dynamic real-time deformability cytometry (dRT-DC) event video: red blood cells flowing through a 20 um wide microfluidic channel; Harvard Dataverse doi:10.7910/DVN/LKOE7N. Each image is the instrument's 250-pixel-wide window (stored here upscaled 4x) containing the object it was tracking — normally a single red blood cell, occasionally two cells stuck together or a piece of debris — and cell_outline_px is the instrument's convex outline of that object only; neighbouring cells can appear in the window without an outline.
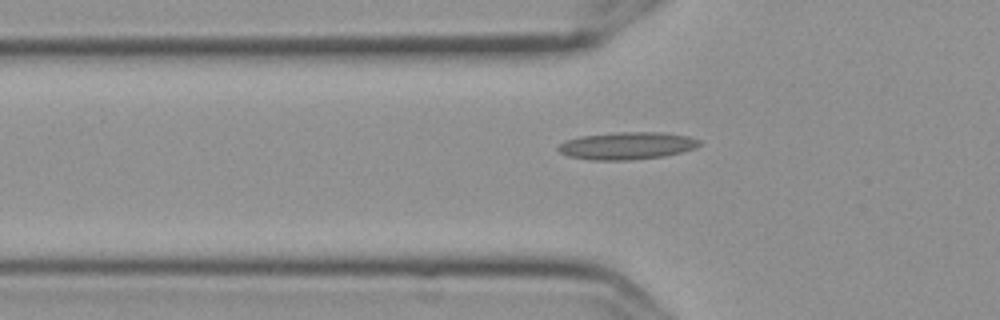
{"species": "Egyptian fruit bat (a non-hibernating species)", "species_latin": "Rousettus aegyptiacus", "temperature_condition": "cold", "stored_images_in_passage": 34, "camera_frame_rate_fps": 3000, "um_per_image_px": 0.085, "frame": {"image": 1, "passage_image": 2, "time_ms": 0.333, "image_size_px": [1000, 320], "cell_outline_px": [[700, 144], [696, 148], [664, 156], [628, 160], [592, 160], [568, 156], [560, 152], [556, 148], [564, 140], [580, 136], [616, 132], [664, 132], [688, 136], [700, 140]], "centroid_in_image_um": [53.27, 12.38], "position_along_channel_um": 72.5, "area_um2": 22.6}}
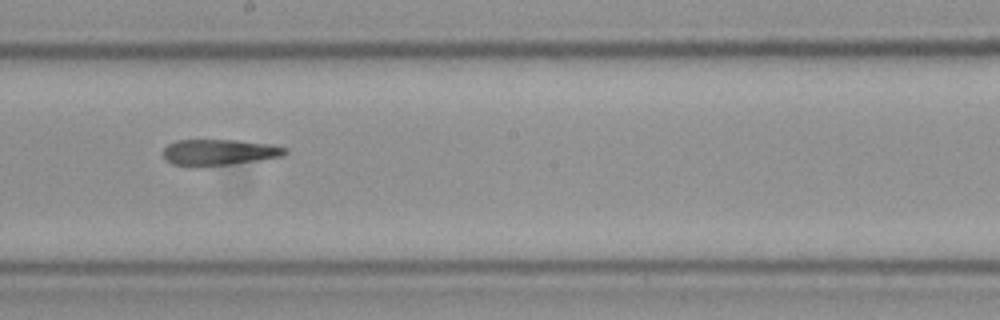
{"frame": {"image": 2, "passage_image": 15, "time_ms": 4.667, "image_size_px": [1000, 320], "cell_outline_px": [[288, 152], [280, 156], [260, 160], [228, 164], [172, 164], [164, 160], [164, 148], [168, 144], [176, 140], [236, 140], [272, 144], [288, 148]], "centroid_in_image_um": [18.66, 12.9], "position_along_channel_um": 229.5, "area_um2": 17.98}}
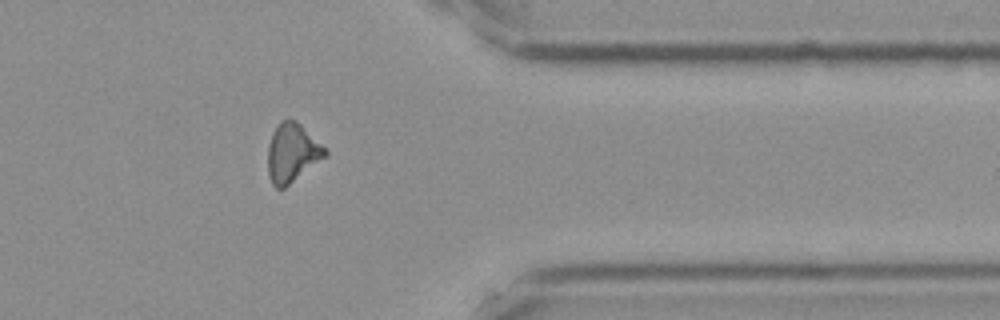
{"frame": {"image": 3, "passage_image": 29, "time_ms": 9.333, "image_size_px": [1000, 320], "cell_outline_px": [[328, 156], [284, 188], [276, 188], [272, 184], [268, 172], [268, 144], [272, 132], [280, 120], [296, 120], [328, 148]], "centroid_in_image_um": [24.87, 12.98], "position_along_channel_um": 386.5, "area_um2": 19.94}}